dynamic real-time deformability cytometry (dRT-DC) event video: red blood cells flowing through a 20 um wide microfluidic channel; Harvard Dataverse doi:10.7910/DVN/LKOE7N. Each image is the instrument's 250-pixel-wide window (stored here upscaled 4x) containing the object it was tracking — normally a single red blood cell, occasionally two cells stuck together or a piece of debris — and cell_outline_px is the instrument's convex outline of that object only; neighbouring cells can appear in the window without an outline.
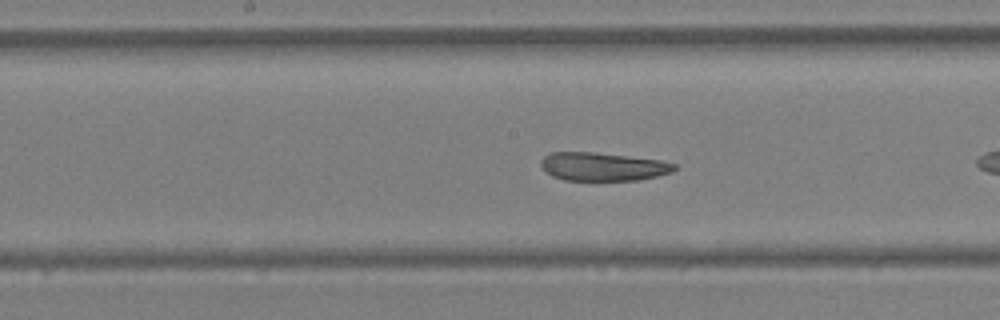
{"species": "Egyptian fruit bat (a non-hibernating species)", "species_latin": "Rousettus aegyptiacus", "temperature_condition": "warm", "stored_images_in_passage": 17, "camera_frame_rate_fps": 3000, "um_per_image_px": 0.085, "animal": {"sex": "female"}, "frame": {"image": 1, "passage_image": 12, "time_ms": 3.667, "image_size_px": [1000, 320], "cell_outline_px": [[676, 168], [672, 172], [656, 176], [636, 180], [564, 180], [552, 176], [540, 164], [540, 160], [544, 156], [552, 152], [596, 152], [660, 160], [676, 164]], "centroid_in_image_um": [51.23, 14.15], "position_along_channel_um": 197.0, "area_um2": 21.91}}